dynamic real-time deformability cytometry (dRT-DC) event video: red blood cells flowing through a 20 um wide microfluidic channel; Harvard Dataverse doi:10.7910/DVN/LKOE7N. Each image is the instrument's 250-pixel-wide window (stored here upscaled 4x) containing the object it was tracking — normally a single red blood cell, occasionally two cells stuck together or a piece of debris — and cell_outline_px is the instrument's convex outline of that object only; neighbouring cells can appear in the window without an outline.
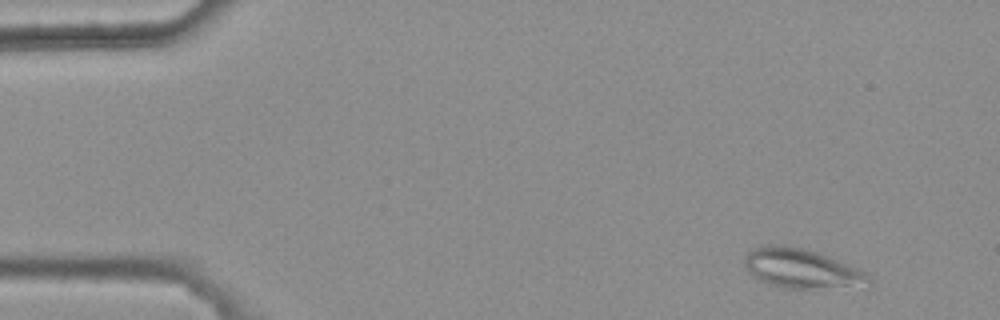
{"species": "common noctule bat (a hibernating species)", "species_latin": "Nyctalus noctula", "temperature_condition": "warm", "stored_images_in_passage": 4, "camera_frame_rate_fps": 3000, "um_per_image_px": 0.085, "animal": {"sex": "female", "body_mass_g": 25.1}, "frame": {"image": 1, "passage_image": 1, "time_ms": 0.0, "image_size_px": [1000, 320], "cell_outline_px": [[872, 288], [784, 288], [768, 284], [752, 276], [748, 272], [744, 264], [744, 256], [752, 248], [764, 244], [784, 244], [808, 248], [820, 252], [848, 264], [864, 272], [872, 280]], "centroid_in_image_um": [68.18, 22.82], "position_along_channel_um": 16.8, "area_um2": 29.59}}